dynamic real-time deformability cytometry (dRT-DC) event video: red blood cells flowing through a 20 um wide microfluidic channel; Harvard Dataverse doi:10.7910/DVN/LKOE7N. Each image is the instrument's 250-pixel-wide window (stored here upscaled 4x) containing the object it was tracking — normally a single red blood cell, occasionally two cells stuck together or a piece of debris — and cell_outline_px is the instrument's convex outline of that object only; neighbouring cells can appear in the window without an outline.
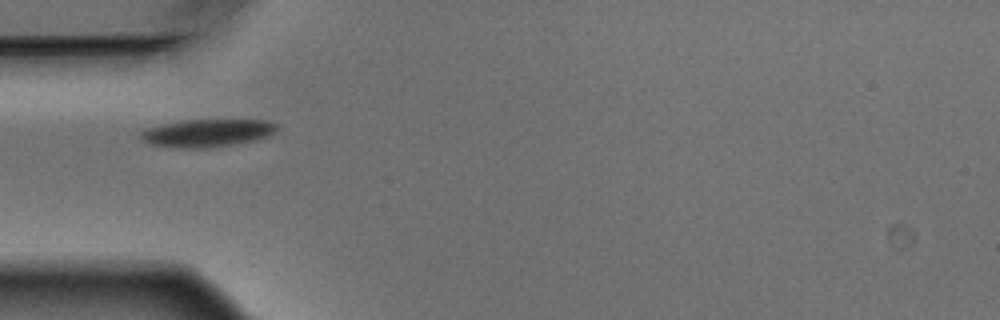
{"species": "Egyptian fruit bat (a non-hibernating species)", "species_latin": "Rousettus aegyptiacus", "temperature_condition": "warm", "stored_images_in_passage": 1, "camera_frame_rate_fps": 3000, "um_per_image_px": 0.085, "animal": {"sex": "male"}, "frame": {"image": 1, "passage_image": 1, "time_ms": 0.0, "image_size_px": [1000, 320], "cell_outline_px": [[276, 128], [268, 136], [252, 140], [212, 148], [180, 148], [152, 144], [144, 140], [140, 136], [140, 132], [148, 128], [164, 124], [184, 120], [268, 120], [276, 124]], "centroid_in_image_um": [17.6, 11.3], "position_along_channel_um": 67.4, "area_um2": 21.56}}